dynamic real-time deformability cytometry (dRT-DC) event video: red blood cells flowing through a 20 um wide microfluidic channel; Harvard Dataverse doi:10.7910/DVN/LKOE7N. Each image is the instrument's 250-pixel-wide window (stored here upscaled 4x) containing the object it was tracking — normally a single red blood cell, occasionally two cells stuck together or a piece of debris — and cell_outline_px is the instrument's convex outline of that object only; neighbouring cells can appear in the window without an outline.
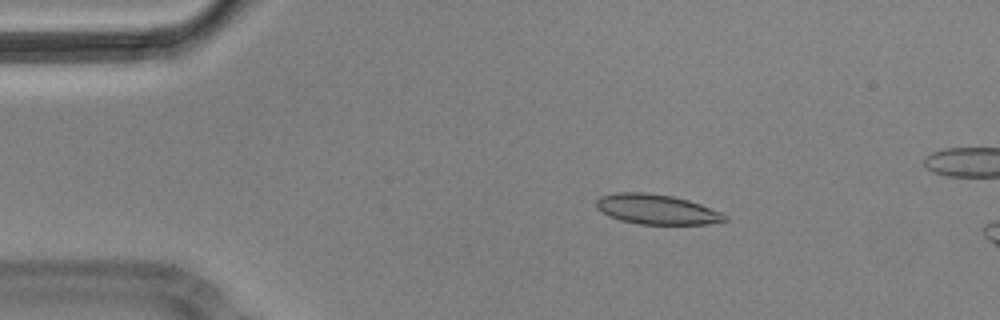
{"species": "Egyptian fruit bat (a non-hibernating species)", "species_latin": "Rousettus aegyptiacus", "temperature_condition": "cold", "stored_images_in_passage": 7, "camera_frame_rate_fps": 3000, "um_per_image_px": 0.085, "animal": {"sex": "male"}, "frame": {"image": 1, "passage_image": 1, "time_ms": 0.0, "image_size_px": [1000, 320], "cell_outline_px": [[728, 220], [708, 224], [636, 224], [620, 220], [608, 216], [596, 208], [596, 200], [600, 196], [616, 192], [644, 192], [672, 196], [688, 200], [700, 204], [720, 212], [728, 216]], "centroid_in_image_um": [55.78, 17.79], "position_along_channel_um": 29.2, "area_um2": 22.48}}
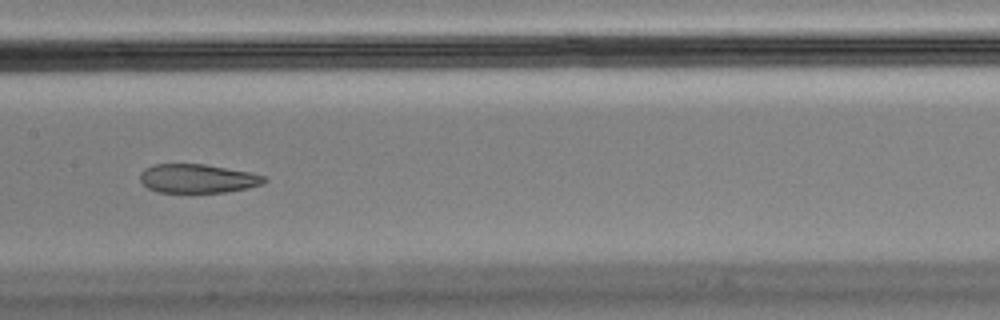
{"frame": {"image": 2, "passage_image": 6, "time_ms": 1.667, "image_size_px": [1000, 320], "cell_outline_px": [[268, 180], [264, 184], [248, 188], [224, 192], [156, 192], [148, 188], [140, 180], [140, 172], [144, 168], [156, 164], [204, 164], [252, 172], [264, 176]], "centroid_in_image_um": [16.82, 15.17], "position_along_channel_um": 190.6, "area_um2": 20.98}}
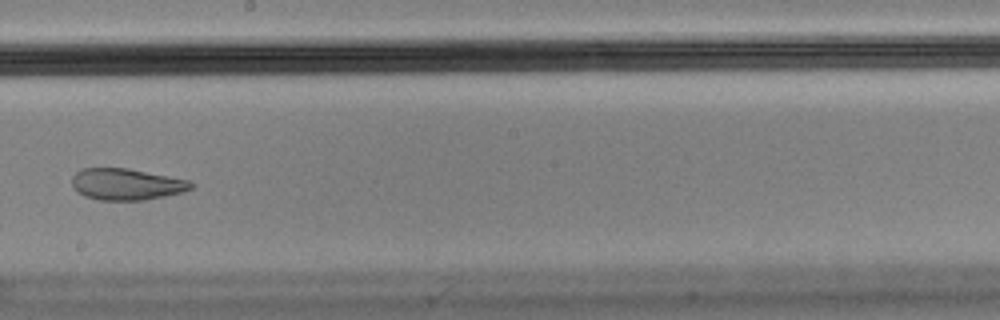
{"frame": {"image": 3, "passage_image": 7, "time_ms": 2.0, "image_size_px": [1000, 320], "cell_outline_px": [[196, 184], [192, 188], [184, 192], [144, 200], [100, 200], [84, 196], [72, 184], [72, 176], [76, 172], [84, 168], [128, 168], [192, 180]], "centroid_in_image_um": [10.82, 15.65], "position_along_channel_um": 237.4, "area_um2": 21.96}}